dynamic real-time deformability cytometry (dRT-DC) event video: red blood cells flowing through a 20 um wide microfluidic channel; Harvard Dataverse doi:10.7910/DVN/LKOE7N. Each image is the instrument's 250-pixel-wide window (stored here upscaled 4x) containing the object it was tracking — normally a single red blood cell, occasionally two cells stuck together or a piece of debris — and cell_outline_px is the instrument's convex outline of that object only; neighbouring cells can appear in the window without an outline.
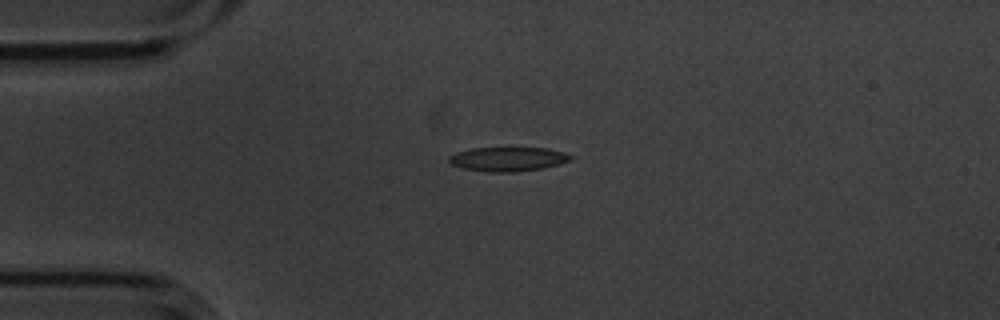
{"species": "common noctule bat (a hibernating species)", "species_latin": "Nyctalus noctula", "temperature_condition": "cold", "stored_images_in_passage": 2, "camera_frame_rate_fps": 3000, "um_per_image_px": 0.085, "animal": {"sex": "male", "body_mass_g": 20.1, "forearm_length_mm": 53.5}, "frame": {"image": 1, "passage_image": 2, "time_ms": 0.333, "image_size_px": [1000, 320], "cell_outline_px": [[572, 160], [544, 168], [512, 172], [492, 172], [464, 168], [452, 164], [448, 160], [448, 156], [456, 152], [472, 148], [548, 148], [564, 152], [572, 156]], "centroid_in_image_um": [43.19, 13.51], "position_along_channel_um": 41.8, "area_um2": 17.05}}